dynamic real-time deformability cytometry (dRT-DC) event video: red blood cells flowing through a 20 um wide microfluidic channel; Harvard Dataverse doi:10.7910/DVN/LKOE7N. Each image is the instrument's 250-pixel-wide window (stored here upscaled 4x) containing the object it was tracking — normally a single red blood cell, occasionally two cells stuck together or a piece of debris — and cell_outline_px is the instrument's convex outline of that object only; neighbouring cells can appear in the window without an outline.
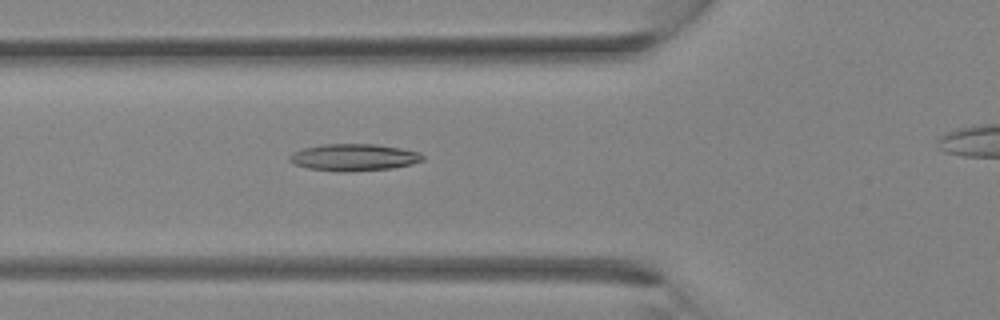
{"species": "Egyptian fruit bat (a non-hibernating species)", "species_latin": "Rousettus aegyptiacus", "temperature_condition": "room temperature", "stored_images_in_passage": 22, "segment_of_instrument_passage": [1, 2], "camera_frame_rate_fps": 3000, "um_per_image_px": 0.085, "animal": {"sex": "female"}, "frame": {"image": 1, "passage_image": 11, "time_ms": 3.333, "image_size_px": [1000, 320], "cell_outline_px": [[424, 160], [412, 164], [392, 168], [348, 172], [336, 172], [308, 168], [296, 164], [288, 160], [288, 156], [292, 152], [304, 148], [324, 144], [376, 144], [400, 148], [420, 152], [424, 156]], "centroid_in_image_um": [30.08, 13.38], "position_along_channel_um": 95.7, "area_um2": 21.04}}
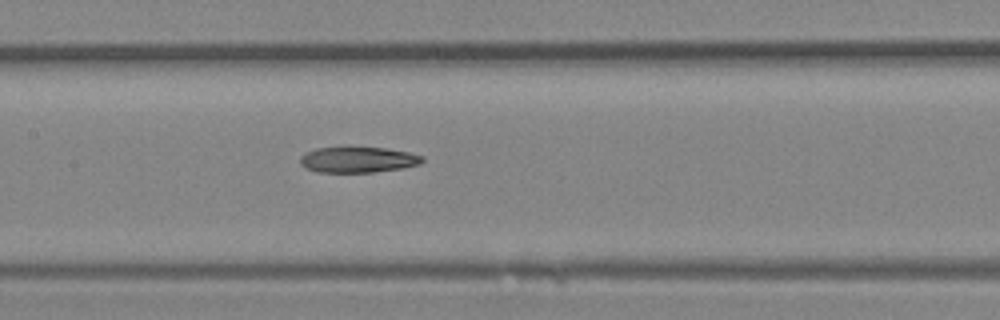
{"frame": {"image": 2, "passage_image": 15, "time_ms": 4.667, "image_size_px": [1000, 320], "cell_outline_px": [[424, 160], [420, 164], [404, 168], [372, 172], [316, 172], [304, 168], [300, 164], [300, 156], [304, 152], [316, 148], [344, 144], [348, 144], [388, 148], [408, 152], [424, 156]], "centroid_in_image_um": [30.38, 13.52], "position_along_channel_um": 177.0, "area_um2": 19.48}}
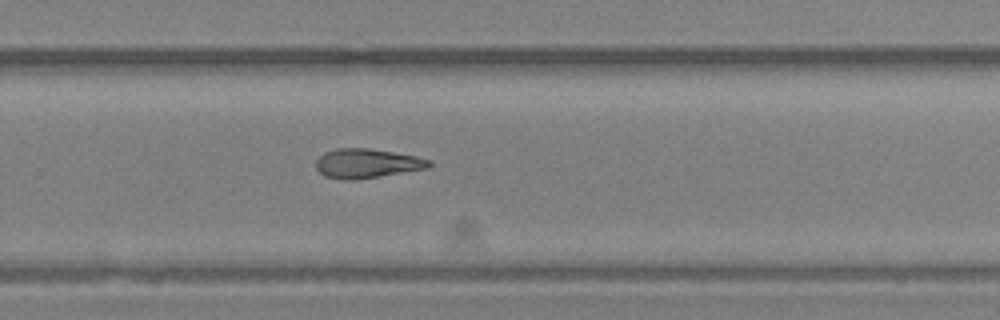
{"frame": {"image": 3, "passage_image": 21, "time_ms": 6.667, "image_size_px": [1000, 320], "cell_outline_px": [[432, 164], [428, 168], [356, 180], [344, 180], [324, 176], [316, 168], [316, 160], [324, 152], [336, 148], [368, 148], [416, 156], [432, 160]], "centroid_in_image_um": [31.18, 13.89], "position_along_channel_um": 298.6, "area_um2": 19.36}}